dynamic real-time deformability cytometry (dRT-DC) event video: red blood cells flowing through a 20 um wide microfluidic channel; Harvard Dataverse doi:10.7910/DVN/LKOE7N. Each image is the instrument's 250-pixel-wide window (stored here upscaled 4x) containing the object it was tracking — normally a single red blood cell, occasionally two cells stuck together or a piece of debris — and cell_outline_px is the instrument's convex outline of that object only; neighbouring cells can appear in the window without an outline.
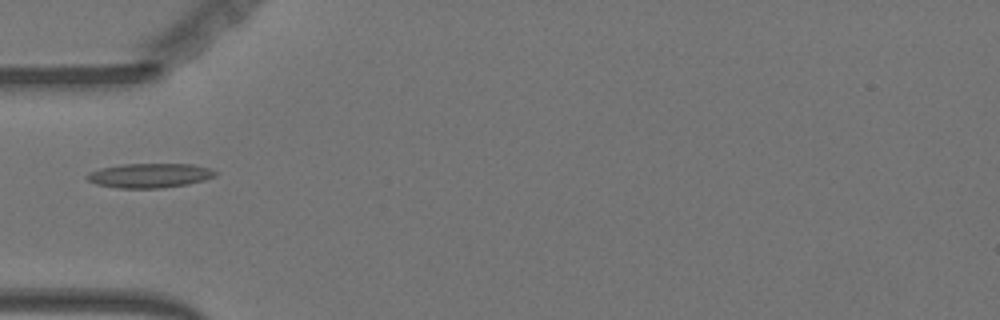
{"species": "Egyptian fruit bat (a non-hibernating species)", "species_latin": "Rousettus aegyptiacus", "temperature_condition": "warm", "stored_images_in_passage": 40, "camera_frame_rate_fps": 3000, "um_per_image_px": 0.085, "animal": {"sex": "female"}, "frame": {"image": 1, "passage_image": 1, "time_ms": 0.0, "image_size_px": [1000, 320], "cell_outline_px": [[216, 176], [204, 180], [188, 184], [160, 188], [116, 188], [96, 184], [88, 180], [84, 176], [88, 172], [100, 168], [120, 164], [192, 164], [208, 168], [216, 172]], "centroid_in_image_um": [12.67, 14.92], "position_along_channel_um": 72.3, "area_um2": 18.32}}
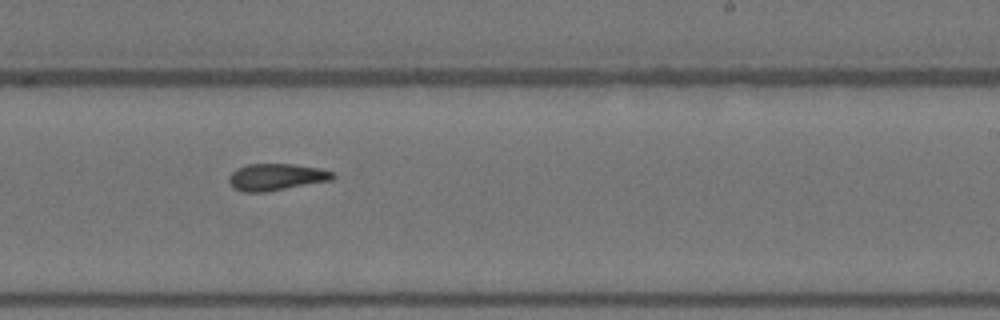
{"frame": {"image": 2, "passage_image": 17, "time_ms": 5.333, "image_size_px": [1000, 320], "cell_outline_px": [[336, 176], [332, 180], [264, 192], [244, 192], [232, 188], [228, 180], [228, 176], [236, 168], [248, 164], [292, 164], [320, 168], [332, 172]], "centroid_in_image_um": [23.44, 15.04], "position_along_channel_um": 265.6, "area_um2": 16.24}}
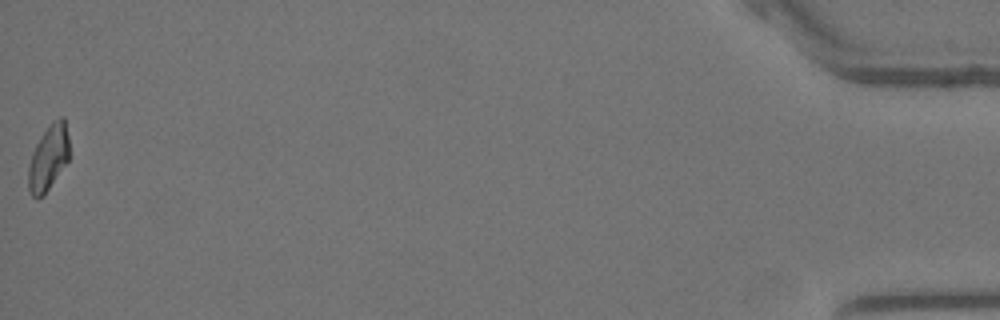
{"frame": {"image": 3, "passage_image": 39, "time_ms": 12.667, "image_size_px": [1000, 320], "cell_outline_px": [[68, 160], [44, 196], [36, 200], [32, 196], [28, 188], [28, 168], [32, 152], [36, 144], [52, 120], [60, 116], [64, 116], [68, 136]], "centroid_in_image_um": [4.1, 13.43], "position_along_channel_um": 431.1, "area_um2": 15.61}}